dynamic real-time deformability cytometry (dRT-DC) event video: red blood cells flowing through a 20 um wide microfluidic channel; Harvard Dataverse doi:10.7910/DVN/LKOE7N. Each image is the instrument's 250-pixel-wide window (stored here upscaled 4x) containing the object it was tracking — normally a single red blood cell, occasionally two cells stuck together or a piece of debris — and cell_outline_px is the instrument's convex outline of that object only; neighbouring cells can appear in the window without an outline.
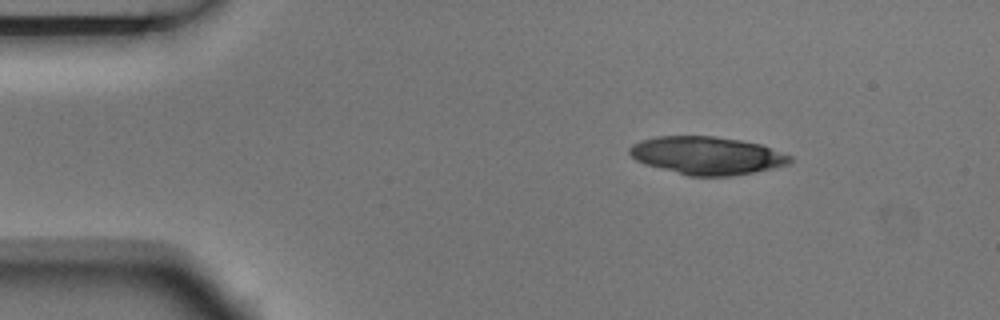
{"species": "Egyptian fruit bat (a non-hibernating species)", "species_latin": "Rousettus aegyptiacus", "temperature_condition": "room temperature", "stored_images_in_passage": 4, "camera_frame_rate_fps": 3000, "um_per_image_px": 0.085, "animal": {"sex": "male"}, "frame": {"image": 1, "passage_image": 2, "time_ms": 0.333, "image_size_px": [1000, 320], "cell_outline_px": [[792, 160], [788, 164], [772, 168], [732, 176], [688, 176], [644, 164], [636, 160], [628, 152], [628, 148], [632, 144], [640, 140], [656, 136], [712, 136], [740, 140], [760, 144], [792, 156]], "centroid_in_image_um": [60.05, 13.22], "position_along_channel_um": 25.0, "area_um2": 35.43}}